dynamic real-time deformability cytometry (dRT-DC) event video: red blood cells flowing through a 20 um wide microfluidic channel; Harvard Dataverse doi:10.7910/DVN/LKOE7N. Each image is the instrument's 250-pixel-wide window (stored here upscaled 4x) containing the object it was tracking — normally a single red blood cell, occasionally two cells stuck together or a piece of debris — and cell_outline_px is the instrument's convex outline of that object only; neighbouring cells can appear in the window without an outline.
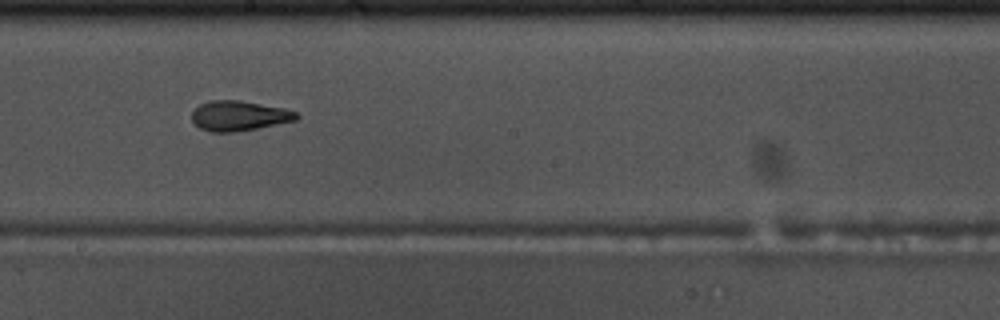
{"species": "common noctule bat (a hibernating species)", "species_latin": "Nyctalus noctula", "temperature_condition": "warm", "stored_images_in_passage": 47, "camera_frame_rate_fps": 3000, "um_per_image_px": 0.085, "animal": {"sex": "male", "body_mass_g": 17.5, "forearm_length_mm": 52.3}, "frame": {"image": 1, "passage_image": 23, "time_ms": 7.333, "image_size_px": [1000, 320], "cell_outline_px": [[300, 116], [296, 120], [256, 128], [232, 132], [212, 132], [200, 128], [192, 120], [192, 112], [200, 104], [212, 100], [240, 100], [284, 108], [296, 112]], "centroid_in_image_um": [20.31, 9.83], "position_along_channel_um": 227.9, "area_um2": 18.09}}
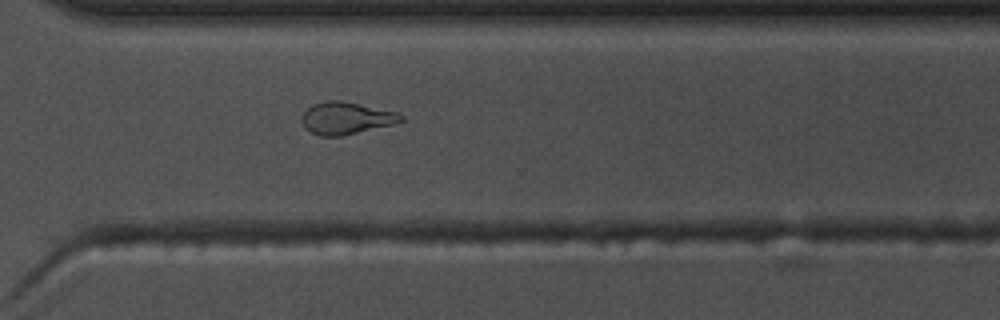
{"frame": {"image": 2, "passage_image": 32, "time_ms": 10.333, "image_size_px": [1000, 320], "cell_outline_px": [[404, 120], [392, 124], [340, 136], [320, 136], [304, 128], [300, 120], [300, 116], [312, 104], [324, 100], [340, 100], [400, 112], [404, 116]], "centroid_in_image_um": [29.39, 10.02], "position_along_channel_um": 341.2, "area_um2": 18.73}}
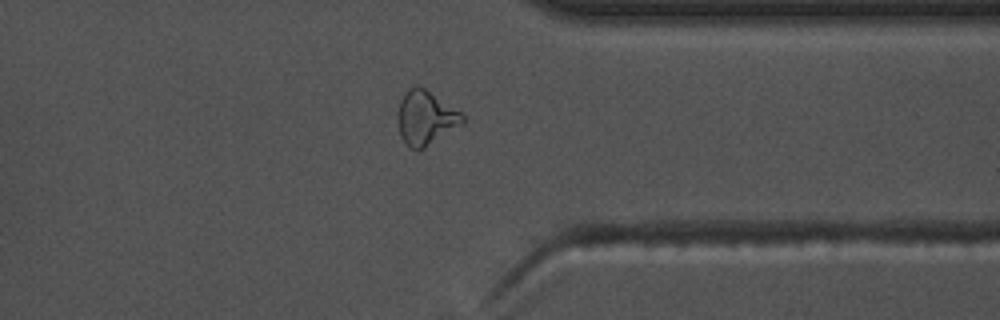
{"frame": {"image": 3, "passage_image": 35, "time_ms": 11.333, "image_size_px": [1000, 320], "cell_outline_px": [[464, 124], [424, 148], [408, 148], [400, 136], [396, 120], [396, 116], [400, 100], [408, 88], [416, 84], [424, 88], [460, 112], [464, 116]], "centroid_in_image_um": [36.14, 10.02], "position_along_channel_um": 375.3, "area_um2": 20.52}, "authors_computed_cell_mechanics": {"area_um2": 18.3804, "velocity_mm_per_s": 3.7754, "shape_relaxation_time_tau1_ms": 6.9837, "shape_relaxation_time_tau2_ms": 3.0769, "deformation_change_tau1": 0.2232, "deformation_change_tau2": 0.088}}